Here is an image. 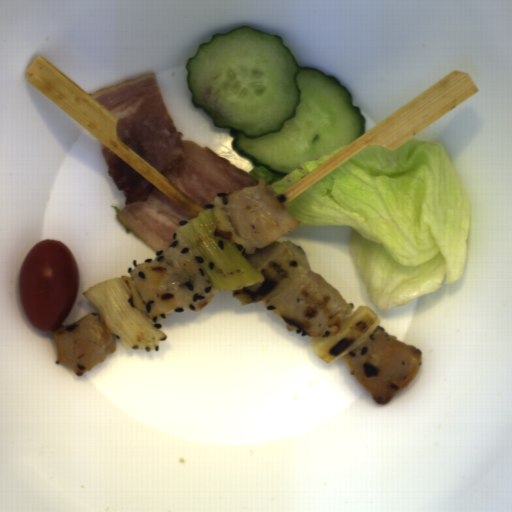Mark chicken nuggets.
<instances>
[{
    "instance_id": "2",
    "label": "chicken nuggets",
    "mask_w": 512,
    "mask_h": 512,
    "mask_svg": "<svg viewBox=\"0 0 512 512\" xmlns=\"http://www.w3.org/2000/svg\"><path fill=\"white\" fill-rule=\"evenodd\" d=\"M130 279L146 305V319L156 323L175 308L201 312L220 292L180 233L155 260L137 265Z\"/></svg>"
},
{
    "instance_id": "4",
    "label": "chicken nuggets",
    "mask_w": 512,
    "mask_h": 512,
    "mask_svg": "<svg viewBox=\"0 0 512 512\" xmlns=\"http://www.w3.org/2000/svg\"><path fill=\"white\" fill-rule=\"evenodd\" d=\"M422 355L416 346L379 326L342 360L373 400L386 405L416 378L423 365Z\"/></svg>"
},
{
    "instance_id": "1",
    "label": "chicken nuggets",
    "mask_w": 512,
    "mask_h": 512,
    "mask_svg": "<svg viewBox=\"0 0 512 512\" xmlns=\"http://www.w3.org/2000/svg\"><path fill=\"white\" fill-rule=\"evenodd\" d=\"M215 237L234 242L252 267L269 257L277 240L301 225L264 177L258 184L215 196L211 206Z\"/></svg>"
},
{
    "instance_id": "5",
    "label": "chicken nuggets",
    "mask_w": 512,
    "mask_h": 512,
    "mask_svg": "<svg viewBox=\"0 0 512 512\" xmlns=\"http://www.w3.org/2000/svg\"><path fill=\"white\" fill-rule=\"evenodd\" d=\"M52 337L56 343L58 363L70 367L78 377L117 350L114 334L95 313L68 326H58Z\"/></svg>"
},
{
    "instance_id": "3",
    "label": "chicken nuggets",
    "mask_w": 512,
    "mask_h": 512,
    "mask_svg": "<svg viewBox=\"0 0 512 512\" xmlns=\"http://www.w3.org/2000/svg\"><path fill=\"white\" fill-rule=\"evenodd\" d=\"M263 306L283 321L287 331L301 330L311 338L339 334L345 315L355 309L353 302H346L339 290L311 269L263 300Z\"/></svg>"
}]
</instances>
